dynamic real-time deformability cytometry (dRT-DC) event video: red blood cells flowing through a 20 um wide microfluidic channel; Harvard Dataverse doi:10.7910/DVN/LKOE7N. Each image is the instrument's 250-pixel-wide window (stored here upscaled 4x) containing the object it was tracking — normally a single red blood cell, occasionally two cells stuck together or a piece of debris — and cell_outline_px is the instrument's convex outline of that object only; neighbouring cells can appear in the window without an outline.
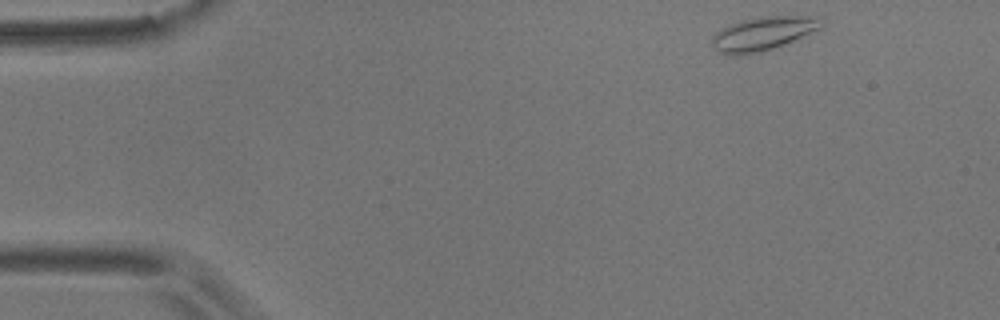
{"species": "common noctule bat (a hibernating species)", "species_latin": "Nyctalus noctula", "temperature_condition": "room temperature", "stored_images_in_passage": 51, "camera_frame_rate_fps": 3000, "um_per_image_px": 0.085, "animal": {"sex": "male", "body_mass_g": 17.9}, "frame": {"image": 1, "passage_image": 1, "time_ms": 0.0, "image_size_px": [1000, 320], "cell_outline_px": [[824, 24], [820, 28], [784, 44], [760, 52], [744, 56], [732, 56], [716, 52], [712, 44], [712, 36], [720, 28], [740, 20], [760, 16], [816, 16]], "centroid_in_image_um": [64.77, 2.87], "position_along_channel_um": 20.2, "area_um2": 21.62}}
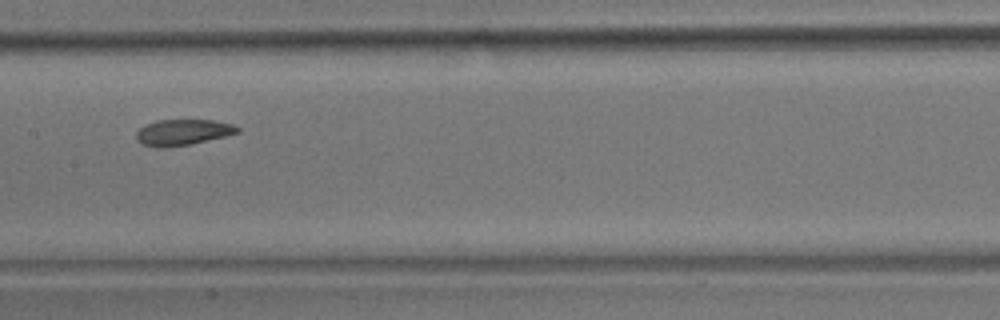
{"frame": {"image": 2, "passage_image": 23, "time_ms": 7.333, "image_size_px": [1000, 320], "cell_outline_px": [[240, 132], [192, 144], [164, 148], [156, 148], [144, 144], [136, 140], [136, 132], [144, 124], [156, 120], [212, 120], [232, 124], [240, 128]], "centroid_in_image_um": [15.5, 11.25], "position_along_channel_um": 191.9, "area_um2": 15.37}}
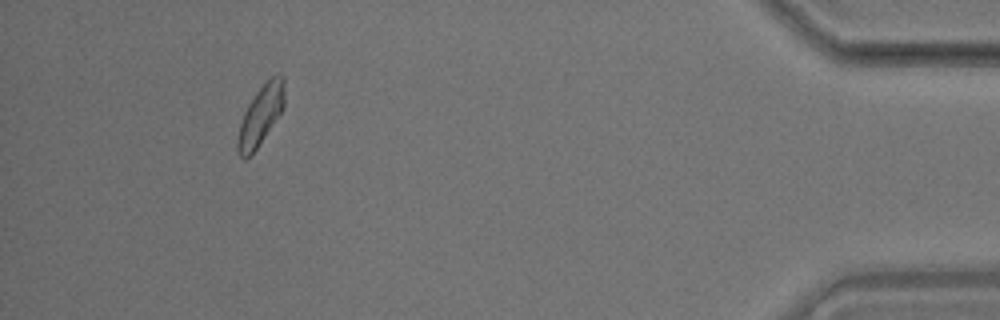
{"frame": {"image": 3, "passage_image": 47, "time_ms": 15.333, "image_size_px": [1000, 320], "cell_outline_px": [[284, 108], [256, 148], [244, 160], [240, 156], [236, 148], [236, 144], [240, 124], [244, 112], [248, 104], [256, 92], [276, 72], [280, 72], [284, 76]], "centroid_in_image_um": [22.17, 9.75], "position_along_channel_um": 413.0, "area_um2": 16.07}, "authors_computed_cell_mechanics": {"area_um2": 16.0684, "velocity_mm_per_s": 3.5359, "shape_relaxation_time_tau1_ms": 4.6744, "shape_relaxation_time_tau2_ms": 6.7458, "deformation_change_tau1": 0.1165, "deformation_change_tau2": 0.0744}}